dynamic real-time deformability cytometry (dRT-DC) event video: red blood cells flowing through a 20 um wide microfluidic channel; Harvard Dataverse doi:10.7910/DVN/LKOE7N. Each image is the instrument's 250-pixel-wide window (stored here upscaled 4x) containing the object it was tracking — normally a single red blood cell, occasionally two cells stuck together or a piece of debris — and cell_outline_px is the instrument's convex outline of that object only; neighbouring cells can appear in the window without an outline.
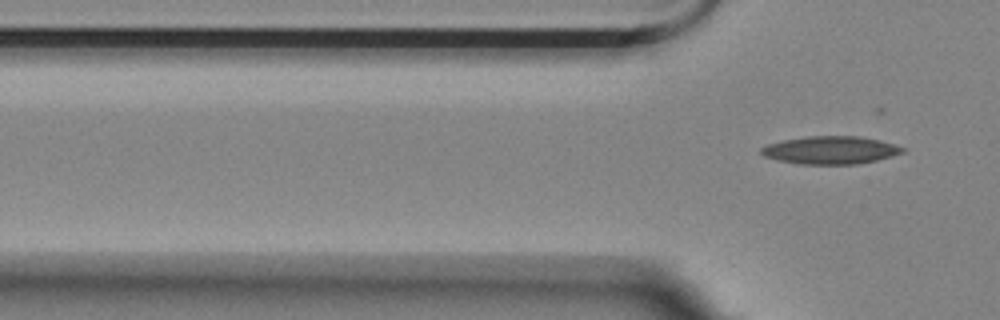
{"species": "Egyptian fruit bat (a non-hibernating species)", "species_latin": "Rousettus aegyptiacus", "temperature_condition": "room temperature", "stored_images_in_passage": 4, "camera_frame_rate_fps": 3000, "um_per_image_px": 0.085, "animal": {"sex": "female"}, "frame": {"image": 1, "passage_image": 4, "time_ms": 4.333, "image_size_px": [1000, 320], "cell_outline_px": [[904, 152], [892, 156], [876, 160], [856, 164], [800, 164], [776, 160], [764, 156], [760, 152], [760, 148], [768, 144], [784, 140], [808, 136], [860, 136], [880, 140], [904, 148]], "centroid_in_image_um": [70.57, 12.76], "position_along_channel_um": 55.2, "area_um2": 22.83}}